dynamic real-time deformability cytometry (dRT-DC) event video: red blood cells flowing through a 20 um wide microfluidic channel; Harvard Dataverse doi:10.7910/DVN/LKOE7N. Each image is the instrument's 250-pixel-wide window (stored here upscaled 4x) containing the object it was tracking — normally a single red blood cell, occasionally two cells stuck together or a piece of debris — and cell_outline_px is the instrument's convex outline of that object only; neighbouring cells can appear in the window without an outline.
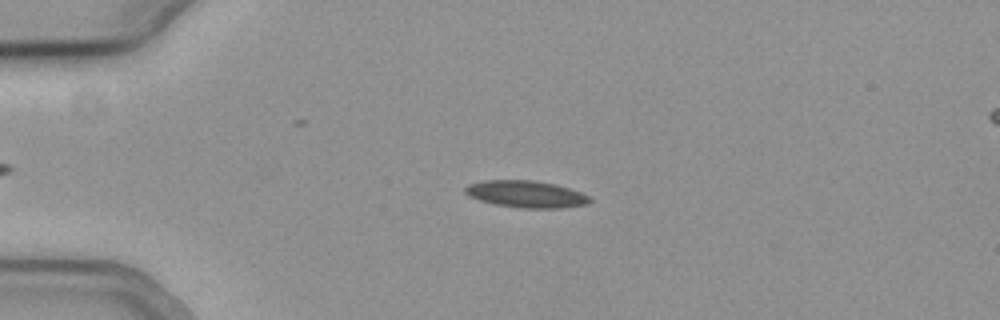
{"species": "common noctule bat (a hibernating species)", "species_latin": "Nyctalus noctula", "temperature_condition": "cold", "stored_images_in_passage": 54, "camera_frame_rate_fps": 3000, "um_per_image_px": 0.085, "animal": {"sex": "female", "body_mass_g": 19.3, "forearm_length_mm": 54.1}, "frame": {"image": 1, "passage_image": 12, "time_ms": 3.667, "image_size_px": [1000, 320], "cell_outline_px": [[592, 200], [588, 204], [560, 208], [520, 208], [496, 204], [480, 200], [468, 196], [464, 192], [464, 188], [468, 184], [484, 180], [536, 180], [556, 184], [580, 192], [588, 196]], "centroid_in_image_um": [44.7, 16.49], "position_along_channel_um": 40.3, "area_um2": 19.59}}
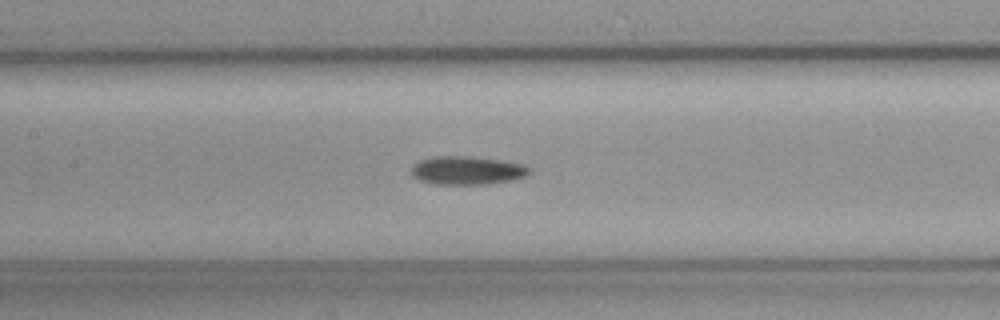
{"frame": {"image": 2, "passage_image": 25, "time_ms": 8.0, "image_size_px": [1000, 320], "cell_outline_px": [[532, 172], [524, 176], [508, 180], [488, 184], [436, 184], [420, 180], [412, 176], [412, 168], [420, 160], [436, 156], [468, 156], [500, 160], [524, 164], [532, 168]], "centroid_in_image_um": [39.73, 14.48], "position_along_channel_um": 167.7, "area_um2": 19.36}}
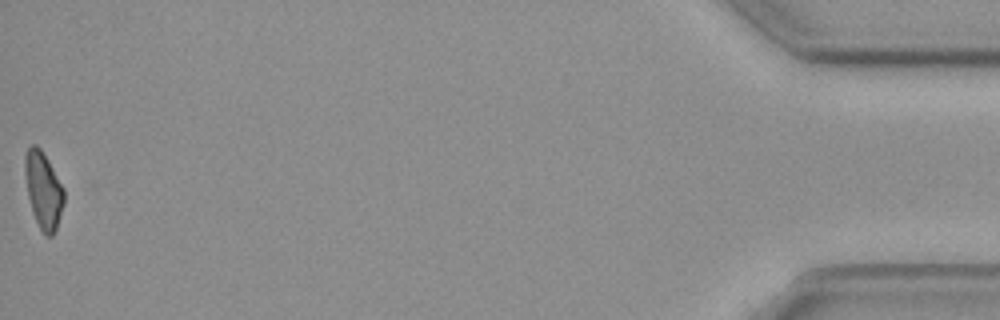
{"frame": {"image": 3, "passage_image": 54, "time_ms": 17.667, "image_size_px": [1000, 320], "cell_outline_px": [[64, 204], [56, 228], [52, 236], [44, 236], [32, 212], [28, 196], [24, 172], [24, 156], [28, 148], [32, 144], [36, 144], [40, 148], [48, 160], [64, 188]], "centroid_in_image_um": [3.68, 16.15], "position_along_channel_um": 431.5, "area_um2": 17.46}, "authors_computed_cell_mechanics": {"area_um2": 18.785, "velocity_mm_per_s": 3.7685, "shape_relaxation_time_tau1_ms": 4.0796, "shape_relaxation_time_tau2_ms": null, "deformation_change_tau1": 0.1082, "deformation_change_tau2": null}}